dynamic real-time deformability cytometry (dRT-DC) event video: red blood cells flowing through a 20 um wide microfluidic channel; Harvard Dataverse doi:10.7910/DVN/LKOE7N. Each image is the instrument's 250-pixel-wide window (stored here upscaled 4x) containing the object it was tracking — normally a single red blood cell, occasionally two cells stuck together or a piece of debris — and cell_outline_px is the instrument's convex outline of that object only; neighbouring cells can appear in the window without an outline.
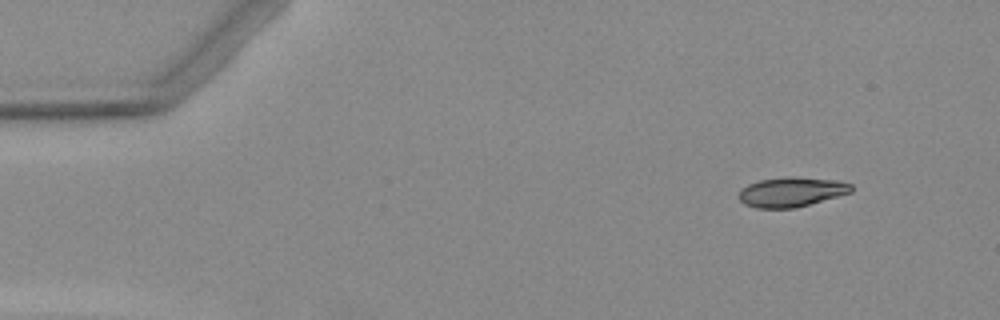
{"species": "Egyptian fruit bat (a non-hibernating species)", "species_latin": "Rousettus aegyptiacus", "temperature_condition": "warm", "stored_images_in_passage": 6, "segment_of_instrument_passage": [2, 2], "camera_frame_rate_fps": 3000, "um_per_image_px": 0.085, "animal": {"sex": "female"}, "frame": {"image": 1, "passage_image": 6, "time_ms": 7.333, "image_size_px": [1000, 320], "cell_outline_px": [[852, 192], [808, 204], [792, 208], [756, 208], [744, 204], [740, 200], [740, 192], [748, 184], [760, 180], [788, 176], [796, 176], [832, 180], [852, 184]], "centroid_in_image_um": [67.26, 16.31], "position_along_channel_um": 17.7, "area_um2": 19.13}}